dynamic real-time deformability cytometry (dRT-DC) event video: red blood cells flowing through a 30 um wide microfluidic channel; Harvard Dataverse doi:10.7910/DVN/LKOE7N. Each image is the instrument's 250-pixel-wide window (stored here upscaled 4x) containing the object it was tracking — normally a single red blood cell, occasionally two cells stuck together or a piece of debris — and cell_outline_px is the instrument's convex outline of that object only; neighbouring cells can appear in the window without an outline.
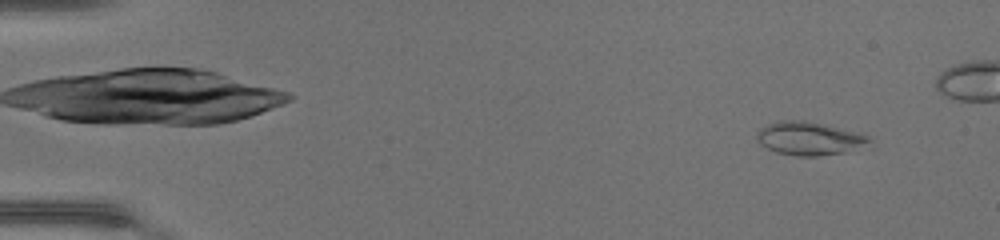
{"species": "common noctule bat (a hibernating species)", "species_latin": "Nyctalus noctula", "temperature_condition": "warm", "stored_images_in_passage": 41, "camera_frame_rate_fps": 3000, "um_per_image_px": 0.085, "animal": {"sex": "female", "body_mass_g": 17.0, "forearm_length_mm": 48.0}, "frame": {"image": 1, "passage_image": 2, "time_ms": 0.333, "image_size_px": [1000, 240], "cell_outline_px": [[872, 148], [816, 156], [796, 156], [776, 152], [760, 144], [756, 140], [756, 132], [760, 128], [768, 124], [780, 120], [804, 120], [824, 124], [868, 136], [872, 140]], "centroid_in_image_um": [68.83, 11.78], "position_along_channel_um": 16.2, "area_um2": 22.14}}
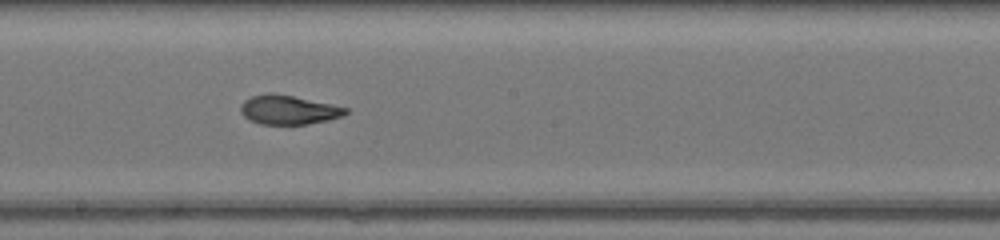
{"frame": {"image": 2, "passage_image": 25, "time_ms": 8.0, "image_size_px": [1000, 240], "cell_outline_px": [[348, 112], [340, 116], [328, 120], [304, 124], [260, 124], [248, 120], [240, 112], [240, 108], [244, 100], [252, 96], [292, 96], [348, 108]], "centroid_in_image_um": [24.51, 9.38], "position_along_channel_um": 223.7, "area_um2": 16.99}}
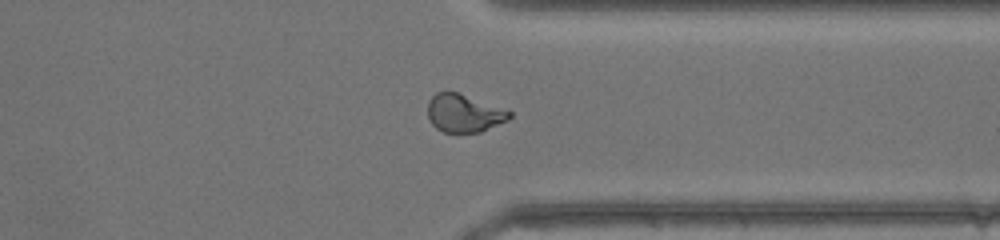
{"frame": {"image": 3, "passage_image": 35, "time_ms": 11.333, "image_size_px": [1000, 240], "cell_outline_px": [[512, 116], [508, 120], [480, 132], [444, 132], [436, 128], [432, 124], [428, 116], [428, 104], [432, 96], [436, 92], [456, 92], [512, 112]], "centroid_in_image_um": [39.42, 9.64], "position_along_channel_um": 372.0, "area_um2": 17.69}}